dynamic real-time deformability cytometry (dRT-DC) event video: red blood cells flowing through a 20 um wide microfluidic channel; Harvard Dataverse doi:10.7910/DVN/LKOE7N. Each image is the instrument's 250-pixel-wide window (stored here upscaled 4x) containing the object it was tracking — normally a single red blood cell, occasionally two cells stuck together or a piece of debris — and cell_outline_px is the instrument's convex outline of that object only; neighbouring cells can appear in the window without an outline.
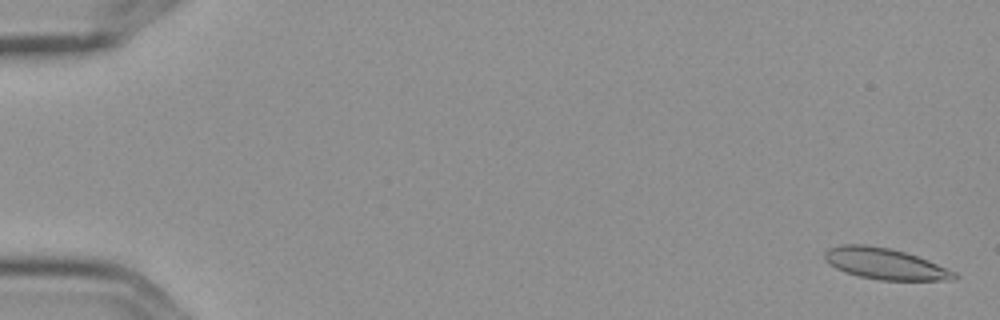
{"species": "Egyptian fruit bat (a non-hibernating species)", "species_latin": "Rousettus aegyptiacus", "temperature_condition": "cold", "stored_images_in_passage": 10, "camera_frame_rate_fps": 3000, "um_per_image_px": 0.085, "frame": {"image": 1, "passage_image": 1, "time_ms": 0.0, "image_size_px": [1000, 320], "cell_outline_px": [[960, 276], [956, 280], [880, 280], [860, 276], [844, 272], [828, 264], [824, 260], [824, 252], [828, 248], [840, 244], [864, 244], [888, 248], [904, 252], [928, 260], [956, 272]], "centroid_in_image_um": [75.21, 22.42], "position_along_channel_um": 9.8, "area_um2": 23.64}}
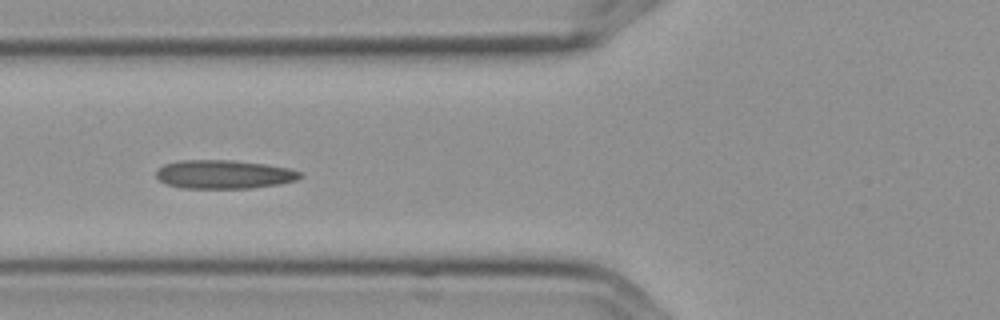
{"frame": {"image": 2, "passage_image": 7, "time_ms": 2.0, "image_size_px": [1000, 320], "cell_outline_px": [[300, 176], [296, 180], [280, 184], [252, 188], [180, 188], [168, 184], [160, 180], [156, 176], [156, 168], [164, 164], [180, 160], [228, 160], [264, 164], [288, 168], [300, 172]], "centroid_in_image_um": [18.98, 14.82], "position_along_channel_um": 106.8, "area_um2": 23.93}}
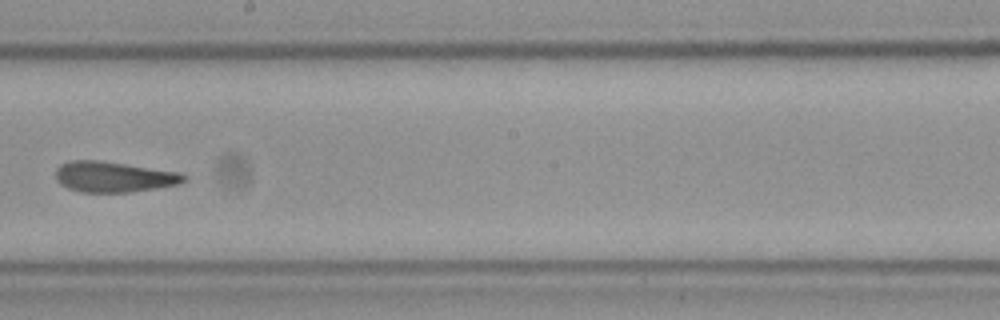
{"frame": {"image": 3, "passage_image": 10, "time_ms": 3.0, "image_size_px": [1000, 320], "cell_outline_px": [[188, 180], [180, 184], [156, 188], [128, 192], [80, 192], [68, 188], [60, 184], [56, 180], [56, 168], [60, 164], [68, 160], [100, 160], [180, 172], [188, 176]], "centroid_in_image_um": [9.68, 15.02], "position_along_channel_um": 238.5, "area_um2": 23.12}}